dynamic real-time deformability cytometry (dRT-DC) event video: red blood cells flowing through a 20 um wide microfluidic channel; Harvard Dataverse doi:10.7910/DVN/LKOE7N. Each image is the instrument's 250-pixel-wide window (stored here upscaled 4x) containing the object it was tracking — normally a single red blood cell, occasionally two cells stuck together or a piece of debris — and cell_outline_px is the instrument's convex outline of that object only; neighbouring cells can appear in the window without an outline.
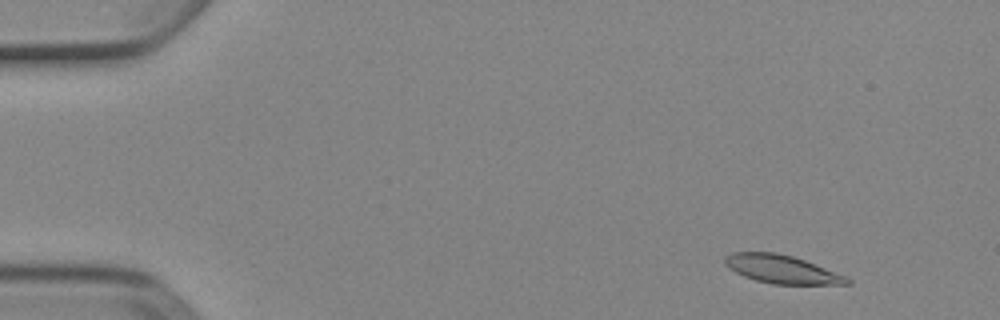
{"species": "Egyptian fruit bat (a non-hibernating species)", "species_latin": "Rousettus aegyptiacus", "temperature_condition": "cold", "stored_images_in_passage": 51, "camera_frame_rate_fps": 3000, "um_per_image_px": 0.085, "animal": {"sex": "female"}, "frame": {"image": 1, "passage_image": 4, "time_ms": 1.0, "image_size_px": [1000, 320], "cell_outline_px": [[852, 284], [772, 284], [756, 280], [744, 276], [728, 268], [724, 264], [724, 256], [732, 252], [776, 252], [792, 256], [804, 260], [848, 276], [852, 280]], "centroid_in_image_um": [66.46, 22.88], "position_along_channel_um": 18.5, "area_um2": 20.23}}
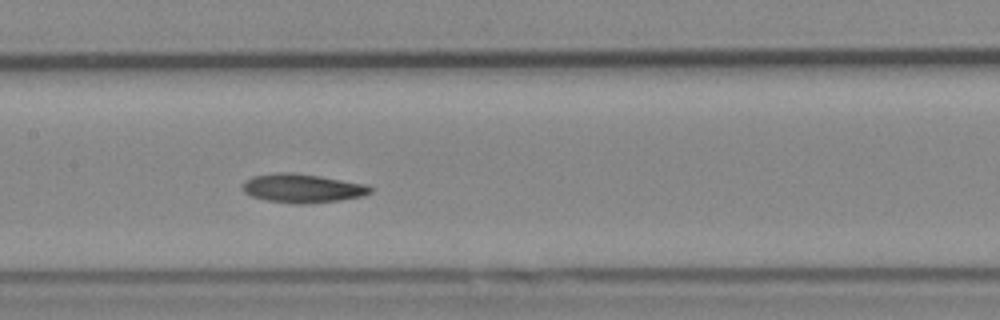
{"frame": {"image": 2, "passage_image": 25, "time_ms": 8.0, "image_size_px": [1000, 320], "cell_outline_px": [[372, 192], [364, 196], [340, 200], [304, 204], [296, 204], [268, 200], [252, 196], [244, 192], [244, 180], [252, 176], [276, 172], [292, 172], [320, 176], [368, 184], [372, 188]], "centroid_in_image_um": [25.74, 15.99], "position_along_channel_um": 181.7, "area_um2": 21.5}}
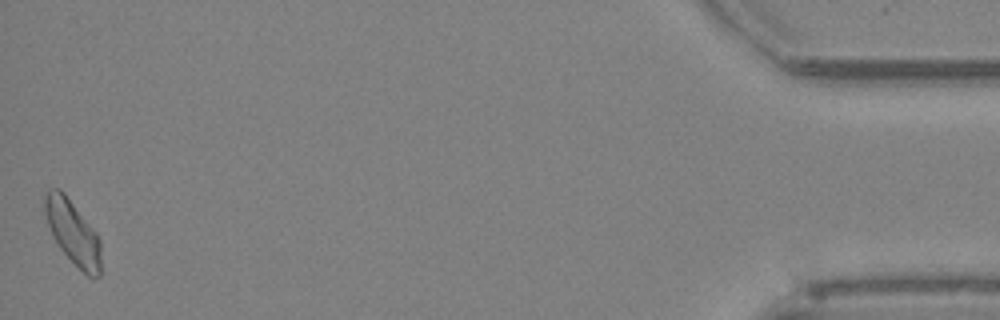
{"frame": {"image": 3, "passage_image": 51, "time_ms": 16.667, "image_size_px": [1000, 320], "cell_outline_px": [[100, 276], [92, 280], [60, 248], [52, 236], [44, 212], [44, 192], [48, 188], [60, 188], [64, 192], [96, 232], [100, 240]], "centroid_in_image_um": [6.17, 19.72], "position_along_channel_um": 429.0, "area_um2": 20.92}, "authors_computed_cell_mechanics": {"area_um2": 20.6346, "velocity_mm_per_s": 3.8688, "shape_relaxation_time_tau1_ms": 3.6162, "shape_relaxation_time_tau2_ms": 8.4752, "deformation_change_tau1": 0.1257, "deformation_change_tau2": 0.1766}}